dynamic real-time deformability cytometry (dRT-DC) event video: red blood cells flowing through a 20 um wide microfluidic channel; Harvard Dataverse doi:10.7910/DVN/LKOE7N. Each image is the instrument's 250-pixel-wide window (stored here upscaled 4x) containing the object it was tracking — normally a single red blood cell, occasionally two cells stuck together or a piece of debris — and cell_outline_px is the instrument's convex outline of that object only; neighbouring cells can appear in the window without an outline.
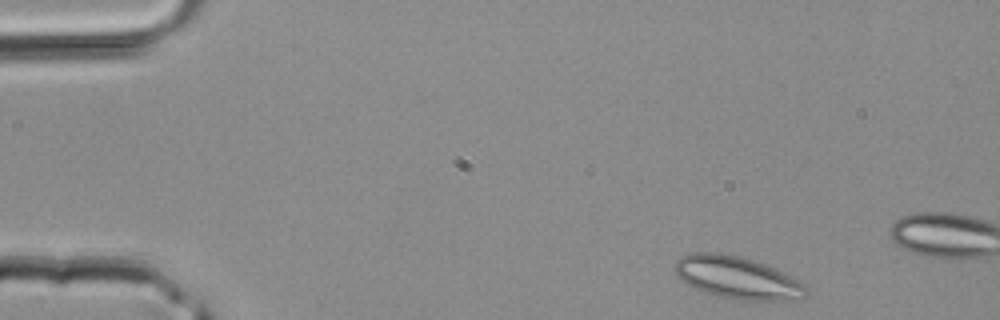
{"species": "common noctule bat (a hibernating species)", "species_latin": "Nyctalus noctula", "temperature_condition": "room temperature", "stored_images_in_passage": 8, "camera_frame_rate_fps": 3000, "um_per_image_px": 0.085, "animal": {"sex": "male", "body_mass_g": 20.4}, "frame": {"image": 1, "passage_image": 1, "time_ms": 0.0, "image_size_px": [1000, 320], "cell_outline_px": [[808, 296], [804, 300], [740, 300], [716, 296], [704, 292], [684, 284], [676, 276], [672, 268], [676, 260], [680, 256], [692, 252], [720, 252], [740, 256], [776, 268], [800, 280], [808, 288]], "centroid_in_image_um": [62.66, 23.6], "position_along_channel_um": 22.3, "area_um2": 33.29}}